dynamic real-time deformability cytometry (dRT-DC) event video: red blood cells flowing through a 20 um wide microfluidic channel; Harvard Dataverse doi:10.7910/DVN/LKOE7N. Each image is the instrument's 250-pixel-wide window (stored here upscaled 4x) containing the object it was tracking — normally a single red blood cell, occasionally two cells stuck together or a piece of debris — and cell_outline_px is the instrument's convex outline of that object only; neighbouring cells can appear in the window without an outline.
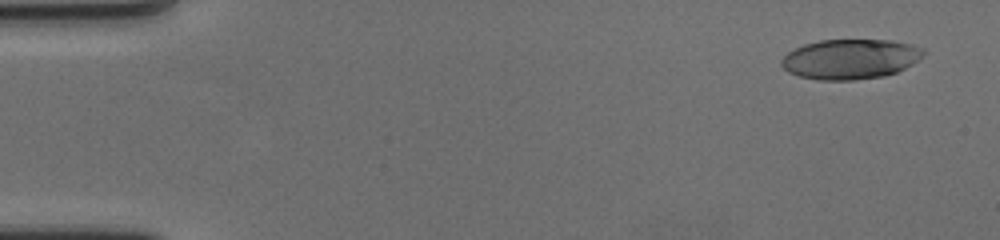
{"species": "human", "species_latin": "Homo sapiens", "temperature_condition": "cold", "stored_images_in_passage": 60, "camera_frame_rate_fps": 3000, "um_per_image_px": 0.085, "donor": {"sex": "female"}, "frame": {"image": 1, "passage_image": 4, "time_ms": 1.0, "image_size_px": [1000, 240], "cell_outline_px": [[924, 56], [912, 64], [896, 72], [884, 76], [852, 80], [820, 80], [800, 76], [788, 72], [780, 64], [780, 60], [788, 52], [804, 44], [820, 40], [892, 40], [912, 44], [924, 48]], "centroid_in_image_um": [72.29, 5.01], "position_along_channel_um": 12.7, "area_um2": 33.12}}
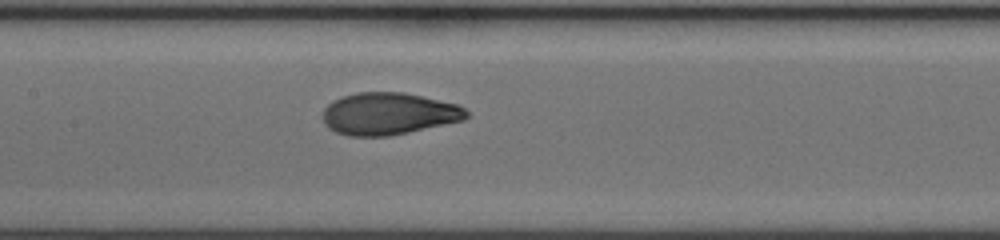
{"frame": {"image": 2, "passage_image": 30, "time_ms": 9.667, "image_size_px": [1000, 240], "cell_outline_px": [[468, 116], [464, 120], [408, 132], [388, 136], [348, 136], [336, 132], [328, 128], [324, 124], [320, 116], [324, 108], [332, 100], [356, 92], [404, 92], [456, 104], [464, 108], [468, 112]], "centroid_in_image_um": [32.97, 9.67], "position_along_channel_um": 174.4, "area_um2": 35.37}}
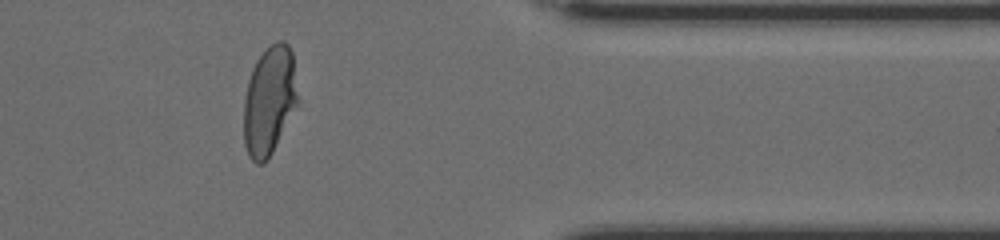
{"frame": {"image": 3, "passage_image": 50, "time_ms": 16.333, "image_size_px": [1000, 240], "cell_outline_px": [[296, 104], [268, 160], [264, 164], [256, 164], [248, 156], [244, 144], [244, 100], [248, 80], [252, 68], [256, 60], [276, 40], [284, 40], [288, 44], [292, 52], [296, 96]], "centroid_in_image_um": [22.84, 8.57], "position_along_channel_um": 388.6, "area_um2": 33.58}, "authors_computed_cell_mechanics": {"area_um2": 34.8245, "velocity_mm_per_s": 3.4887, "shape_relaxation_time_tau1_ms": 5.3812, "shape_relaxation_time_tau2_ms": 0.8564, "deformation_change_tau1": 0.2305, "deformation_change_tau2": 0.055}}